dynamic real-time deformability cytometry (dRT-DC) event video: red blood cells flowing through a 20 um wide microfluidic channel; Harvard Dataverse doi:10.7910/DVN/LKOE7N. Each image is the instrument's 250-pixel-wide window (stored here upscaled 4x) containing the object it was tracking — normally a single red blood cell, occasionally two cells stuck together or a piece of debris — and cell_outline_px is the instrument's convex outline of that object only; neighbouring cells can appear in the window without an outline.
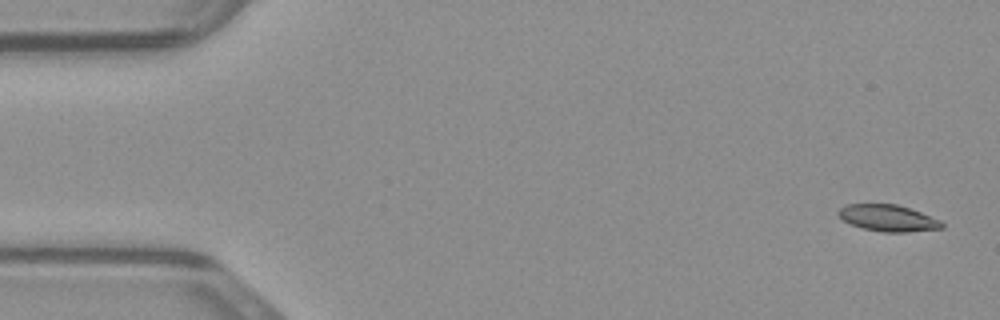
{"species": "common noctule bat (a hibernating species)", "species_latin": "Nyctalus noctula", "temperature_condition": "warm", "stored_images_in_passage": 48, "camera_frame_rate_fps": 3000, "um_per_image_px": 0.085, "animal": {"sex": "male", "body_mass_g": 23.1, "forearm_length_mm": 52.7}, "frame": {"image": 1, "passage_image": 1, "time_ms": 0.0, "image_size_px": [1000, 320], "cell_outline_px": [[944, 228], [908, 232], [884, 232], [864, 228], [852, 224], [844, 220], [836, 212], [844, 204], [896, 204], [920, 212], [940, 220], [944, 224]], "centroid_in_image_um": [75.49, 18.53], "position_along_channel_um": 9.5, "area_um2": 15.84}}
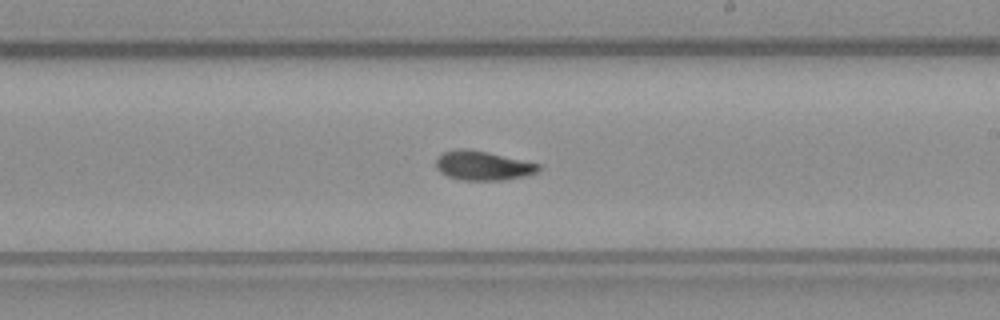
{"frame": {"image": 2, "passage_image": 27, "time_ms": 8.667, "image_size_px": [1000, 320], "cell_outline_px": [[540, 168], [536, 172], [524, 176], [504, 180], [460, 180], [448, 176], [440, 172], [436, 168], [436, 156], [440, 152], [456, 148], [468, 148], [488, 152], [540, 164]], "centroid_in_image_um": [40.97, 14.06], "position_along_channel_um": 248.0, "area_um2": 17.69}}
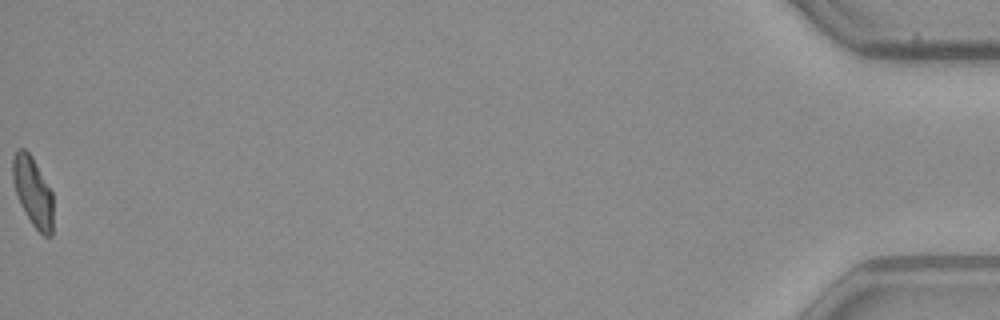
{"frame": {"image": 3, "passage_image": 48, "time_ms": 15.667, "image_size_px": [1000, 320], "cell_outline_px": [[52, 236], [44, 236], [32, 224], [20, 204], [16, 192], [12, 176], [12, 156], [16, 148], [24, 148], [32, 156], [52, 192]], "centroid_in_image_um": [2.77, 16.25], "position_along_channel_um": 432.4, "area_um2": 16.3}}